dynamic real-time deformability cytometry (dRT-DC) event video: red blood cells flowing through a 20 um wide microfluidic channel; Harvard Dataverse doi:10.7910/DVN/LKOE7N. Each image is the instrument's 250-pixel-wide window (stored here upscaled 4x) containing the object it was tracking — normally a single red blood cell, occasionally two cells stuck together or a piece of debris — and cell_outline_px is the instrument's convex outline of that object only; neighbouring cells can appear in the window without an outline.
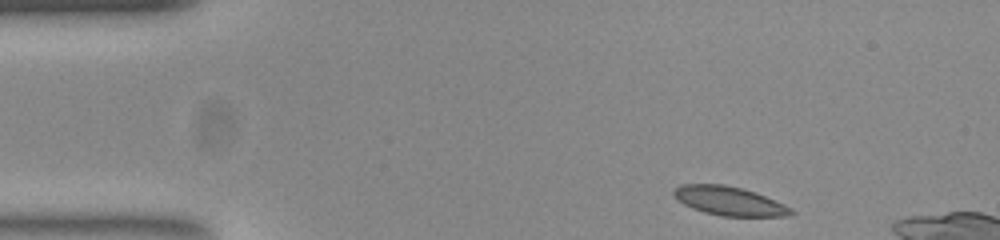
{"species": "common noctule bat (a hibernating species)", "species_latin": "Nyctalus noctula", "temperature_condition": "room temperature", "stored_images_in_passage": 48, "camera_frame_rate_fps": 3000, "um_per_image_px": 0.085, "animal": {"sex": "female", "body_mass_g": 23.0, "forearm_length_mm": 53.4}, "frame": {"image": 1, "passage_image": 1, "time_ms": 0.0, "image_size_px": [1000, 240], "cell_outline_px": [[796, 212], [784, 216], [724, 216], [704, 212], [692, 208], [684, 204], [672, 192], [680, 184], [724, 184], [740, 188], [764, 196], [784, 204], [792, 208]], "centroid_in_image_um": [61.99, 17.08], "position_along_channel_um": 23.0, "area_um2": 19.36}}
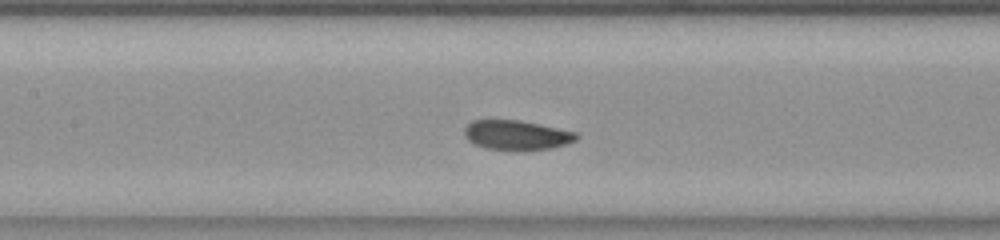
{"frame": {"image": 2, "passage_image": 18, "time_ms": 5.667, "image_size_px": [1000, 240], "cell_outline_px": [[580, 136], [576, 140], [552, 148], [524, 152], [488, 148], [476, 144], [468, 140], [464, 132], [464, 128], [472, 120], [520, 120], [540, 124], [576, 132]], "centroid_in_image_um": [43.94, 11.5], "position_along_channel_um": 163.5, "area_um2": 19.54}}
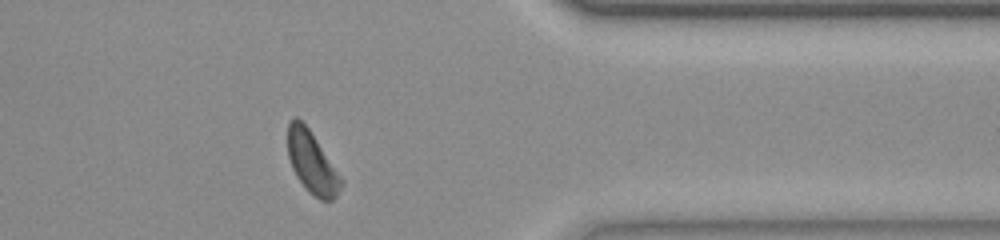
{"frame": {"image": 3, "passage_image": 37, "time_ms": 12.0, "image_size_px": [1000, 240], "cell_outline_px": [[344, 184], [336, 196], [332, 200], [320, 200], [308, 192], [296, 176], [292, 168], [288, 156], [288, 124], [292, 116], [296, 116], [308, 128], [344, 180]], "centroid_in_image_um": [26.52, 13.83], "position_along_channel_um": 384.9, "area_um2": 19.19}}